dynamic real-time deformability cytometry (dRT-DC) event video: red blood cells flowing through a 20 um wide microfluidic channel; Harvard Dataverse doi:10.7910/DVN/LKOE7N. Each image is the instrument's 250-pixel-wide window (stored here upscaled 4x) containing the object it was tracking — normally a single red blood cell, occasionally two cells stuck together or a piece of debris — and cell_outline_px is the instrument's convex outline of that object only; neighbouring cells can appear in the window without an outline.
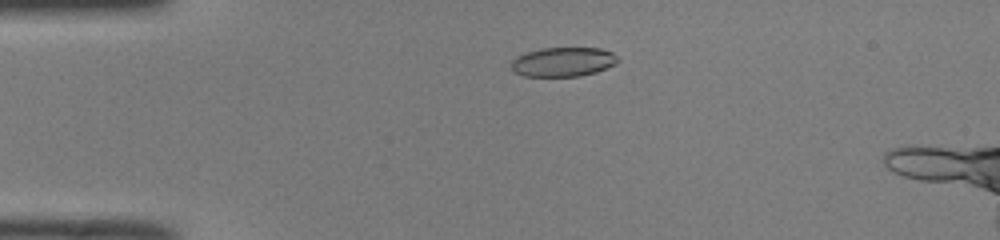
{"species": "common noctule bat (a hibernating species)", "species_latin": "Nyctalus noctula", "temperature_condition": "room temperature", "stored_images_in_passage": 12, "camera_frame_rate_fps": 3000, "um_per_image_px": 0.085, "animal": {"sex": "male", "body_mass_g": 19.0, "forearm_length_mm": 50.8}, "frame": {"image": 1, "passage_image": 4, "time_ms": 1.0, "image_size_px": [1000, 240], "cell_outline_px": [[620, 60], [616, 64], [596, 72], [580, 76], [524, 76], [512, 72], [512, 60], [516, 56], [540, 48], [600, 48], [612, 52]], "centroid_in_image_um": [47.86, 5.26], "position_along_channel_um": 37.1, "area_um2": 18.26}}
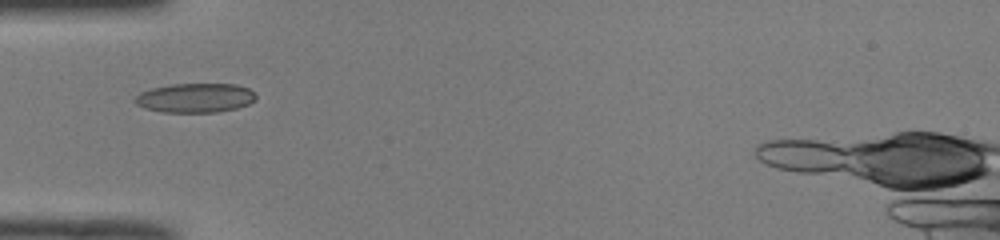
{"frame": {"image": 2, "passage_image": 9, "time_ms": 2.667, "image_size_px": [1000, 240], "cell_outline_px": [[256, 100], [248, 104], [236, 108], [216, 112], [164, 112], [144, 108], [136, 104], [132, 100], [140, 92], [152, 88], [172, 84], [236, 84], [248, 88], [256, 96]], "centroid_in_image_um": [16.57, 8.32], "position_along_channel_um": 68.4, "area_um2": 20.63}}